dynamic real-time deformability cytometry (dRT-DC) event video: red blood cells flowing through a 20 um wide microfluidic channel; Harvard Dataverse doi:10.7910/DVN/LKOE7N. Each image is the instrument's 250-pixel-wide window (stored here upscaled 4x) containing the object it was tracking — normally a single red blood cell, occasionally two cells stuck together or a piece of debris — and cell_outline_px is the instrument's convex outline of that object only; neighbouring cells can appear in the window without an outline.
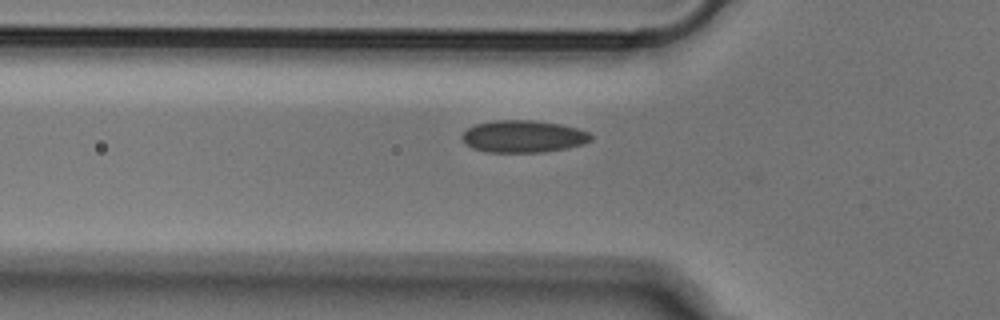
{"species": "Egyptian fruit bat (a non-hibernating species)", "species_latin": "Rousettus aegyptiacus", "temperature_condition": "cold", "stored_images_in_passage": 6, "camera_frame_rate_fps": 3000, "um_per_image_px": 0.085, "animal": {"sex": "male"}, "frame": {"image": 1, "passage_image": 2, "time_ms": 0.333, "image_size_px": [1000, 320], "cell_outline_px": [[592, 140], [584, 144], [568, 148], [544, 152], [484, 152], [472, 148], [464, 144], [460, 136], [468, 128], [476, 124], [492, 120], [532, 120], [560, 124], [576, 128], [588, 132], [592, 136]], "centroid_in_image_um": [44.45, 11.6], "position_along_channel_um": 81.3, "area_um2": 24.39}}
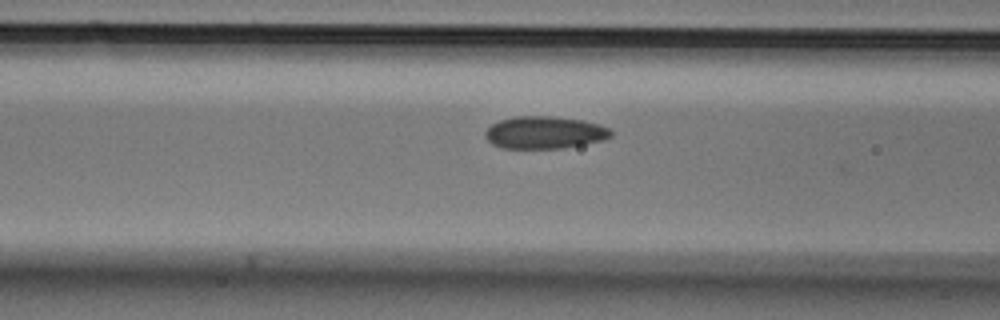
{"frame": {"image": 2, "passage_image": 5, "time_ms": 1.333, "image_size_px": [1000, 320], "cell_outline_px": [[612, 136], [604, 140], [564, 148], [500, 148], [492, 144], [484, 136], [484, 132], [492, 124], [500, 120], [516, 116], [552, 116], [584, 120], [600, 124], [608, 128], [612, 132]], "centroid_in_image_um": [46.29, 11.26], "position_along_channel_um": 120.3, "area_um2": 23.87}}